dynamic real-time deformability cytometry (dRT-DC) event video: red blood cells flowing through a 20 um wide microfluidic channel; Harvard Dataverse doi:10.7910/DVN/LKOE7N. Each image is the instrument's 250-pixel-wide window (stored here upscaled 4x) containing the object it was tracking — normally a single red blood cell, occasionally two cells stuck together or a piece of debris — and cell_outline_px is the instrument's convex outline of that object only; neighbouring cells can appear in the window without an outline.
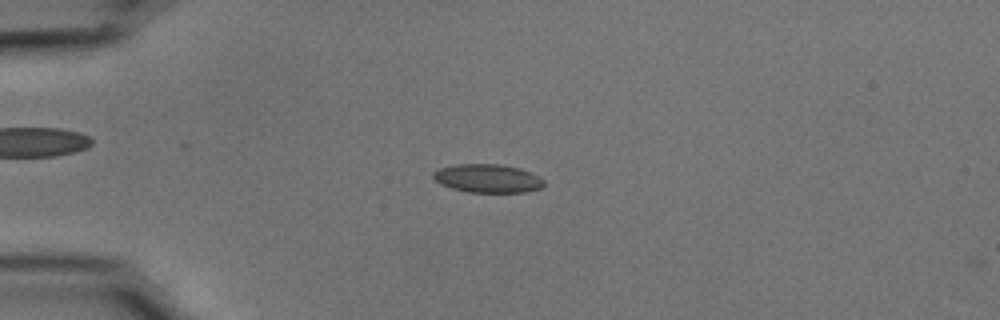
{"species": "common noctule bat (a hibernating species)", "species_latin": "Nyctalus noctula", "temperature_condition": "cold", "stored_images_in_passage": 54, "camera_frame_rate_fps": 3000, "um_per_image_px": 0.085, "animal": {"sex": "male", "body_mass_g": 15.6}, "frame": {"image": 1, "passage_image": 14, "time_ms": 4.333, "image_size_px": [1000, 320], "cell_outline_px": [[544, 184], [540, 188], [524, 192], [468, 192], [452, 188], [440, 184], [432, 176], [432, 172], [440, 168], [456, 164], [500, 164], [520, 168], [544, 180]], "centroid_in_image_um": [41.41, 15.16], "position_along_channel_um": 43.6, "area_um2": 18.21}}
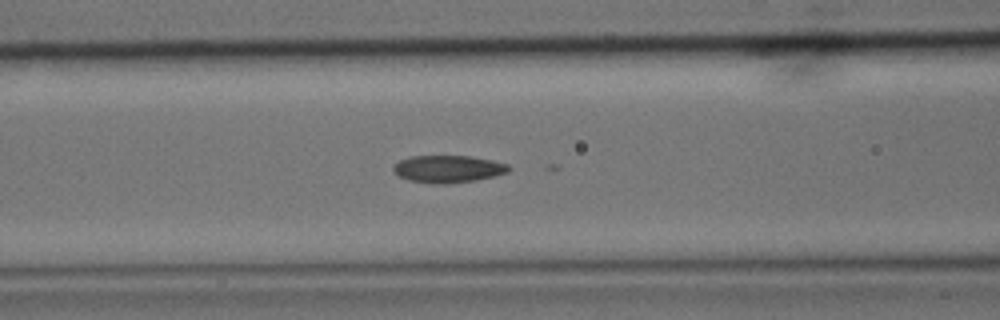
{"frame": {"image": 2, "passage_image": 23, "time_ms": 7.333, "image_size_px": [1000, 320], "cell_outline_px": [[512, 168], [508, 172], [496, 176], [476, 180], [444, 184], [440, 184], [408, 180], [400, 176], [392, 168], [400, 160], [412, 156], [472, 156], [492, 160], [508, 164]], "centroid_in_image_um": [38.15, 14.35], "position_along_channel_um": 128.5, "area_um2": 18.26}}
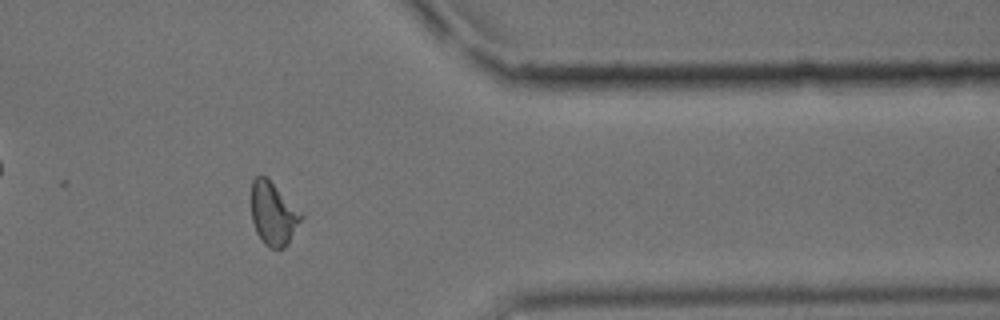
{"frame": {"image": 3, "passage_image": 45, "time_ms": 14.667, "image_size_px": [1000, 320], "cell_outline_px": [[304, 216], [288, 244], [284, 248], [268, 248], [264, 244], [256, 232], [252, 220], [252, 180], [256, 176], [264, 176], [304, 212]], "centroid_in_image_um": [23.26, 18.19], "position_along_channel_um": 388.1, "area_um2": 18.38}, "authors_computed_cell_mechanics": {"area_um2": 18.2359, "velocity_mm_per_s": 3.72, "shape_relaxation_time_tau1_ms": null, "shape_relaxation_time_tau2_ms": 2.9612, "deformation_change_tau1": null, "deformation_change_tau2": 0.0913}}